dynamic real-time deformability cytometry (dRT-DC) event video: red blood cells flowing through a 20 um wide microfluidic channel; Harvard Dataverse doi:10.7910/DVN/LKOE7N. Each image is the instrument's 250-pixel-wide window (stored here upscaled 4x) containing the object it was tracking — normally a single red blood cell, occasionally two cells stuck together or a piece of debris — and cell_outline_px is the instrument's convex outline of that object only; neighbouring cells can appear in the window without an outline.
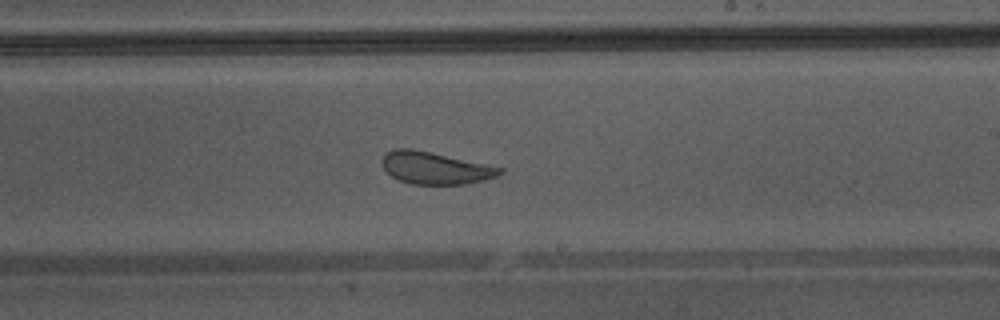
{"species": "Egyptian fruit bat (a non-hibernating species)", "species_latin": "Rousettus aegyptiacus", "temperature_condition": "warm", "stored_images_in_passage": 43, "camera_frame_rate_fps": 3000, "um_per_image_px": 0.085, "animal": {"sex": "male"}, "frame": {"image": 1, "passage_image": 25, "time_ms": 8.0, "image_size_px": [1000, 320], "cell_outline_px": [[504, 172], [496, 176], [464, 184], [412, 184], [400, 180], [392, 176], [380, 164], [384, 152], [396, 148], [412, 148], [504, 168]], "centroid_in_image_um": [36.94, 14.26], "position_along_channel_um": 252.1, "area_um2": 21.91}, "authors_computed_cell_mechanics": {"area_um2": 26.8192, "velocity_mm_per_s": 4.3078, "shape_relaxation_time_tau1_ms": 6.2052, "shape_relaxation_time_tau2_ms": null, "deformation_change_tau1": 0.1045, "deformation_change_tau2": null}}